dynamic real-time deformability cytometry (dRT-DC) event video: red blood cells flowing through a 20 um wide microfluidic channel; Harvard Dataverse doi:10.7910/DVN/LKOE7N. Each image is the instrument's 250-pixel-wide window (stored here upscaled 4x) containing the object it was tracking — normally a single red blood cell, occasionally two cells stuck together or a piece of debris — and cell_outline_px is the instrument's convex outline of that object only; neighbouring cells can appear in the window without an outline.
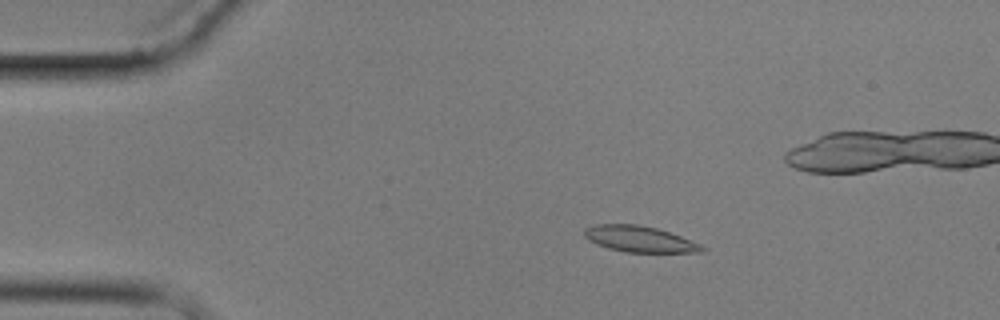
{"species": "common noctule bat (a hibernating species)", "species_latin": "Nyctalus noctula", "temperature_condition": "cold", "stored_images_in_passage": 7, "camera_frame_rate_fps": 3000, "um_per_image_px": 0.085, "animal": {"sex": "male", "body_mass_g": 17.9}, "frame": {"image": 1, "passage_image": 3, "time_ms": 2.333, "image_size_px": [1000, 320], "cell_outline_px": [[708, 248], [704, 252], [624, 252], [608, 248], [596, 244], [588, 240], [584, 236], [584, 228], [596, 224], [640, 224], [656, 228], [680, 236], [700, 244]], "centroid_in_image_um": [54.35, 20.32], "position_along_channel_um": 30.7, "area_um2": 17.92}}
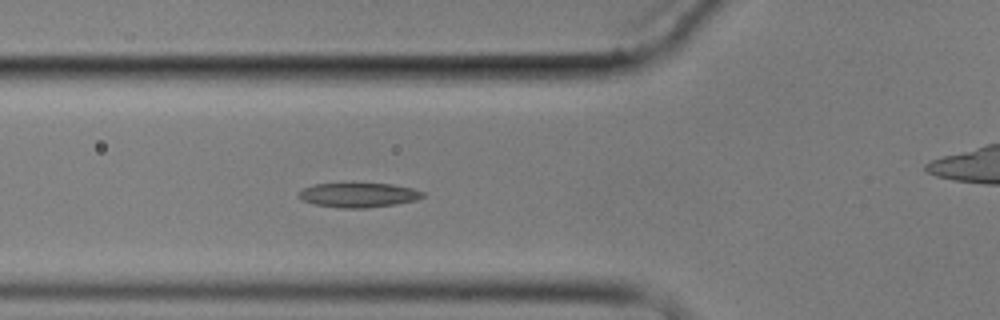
{"frame": {"image": 2, "passage_image": 6, "time_ms": 5.667, "image_size_px": [1000, 320], "cell_outline_px": [[424, 196], [416, 200], [396, 204], [364, 208], [340, 208], [316, 204], [300, 200], [296, 196], [304, 188], [316, 184], [392, 184], [412, 188], [424, 192]], "centroid_in_image_um": [30.47, 16.59], "position_along_channel_um": 95.3, "area_um2": 17.51}}